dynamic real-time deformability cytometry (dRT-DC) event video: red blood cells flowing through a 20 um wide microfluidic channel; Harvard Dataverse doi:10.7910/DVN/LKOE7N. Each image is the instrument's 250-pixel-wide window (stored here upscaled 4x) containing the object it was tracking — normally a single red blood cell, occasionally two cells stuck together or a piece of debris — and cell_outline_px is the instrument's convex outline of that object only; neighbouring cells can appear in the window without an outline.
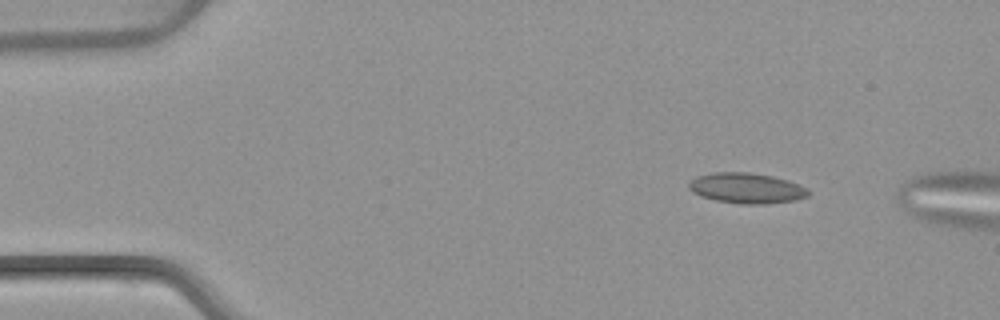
{"species": "common noctule bat (a hibernating species)", "species_latin": "Nyctalus noctula", "temperature_condition": "warm", "stored_images_in_passage": 3, "camera_frame_rate_fps": 3000, "um_per_image_px": 0.085, "animal": {"sex": "female", "body_mass_g": 22.7, "forearm_length_mm": 54.2}, "frame": {"image": 1, "passage_image": 1, "time_ms": 0.0, "image_size_px": [1000, 320], "cell_outline_px": [[808, 196], [796, 200], [764, 204], [740, 204], [716, 200], [700, 196], [692, 192], [688, 188], [688, 184], [696, 176], [712, 172], [748, 172], [772, 176], [788, 180], [808, 188]], "centroid_in_image_um": [63.44, 15.99], "position_along_channel_um": 21.6, "area_um2": 21.27}}